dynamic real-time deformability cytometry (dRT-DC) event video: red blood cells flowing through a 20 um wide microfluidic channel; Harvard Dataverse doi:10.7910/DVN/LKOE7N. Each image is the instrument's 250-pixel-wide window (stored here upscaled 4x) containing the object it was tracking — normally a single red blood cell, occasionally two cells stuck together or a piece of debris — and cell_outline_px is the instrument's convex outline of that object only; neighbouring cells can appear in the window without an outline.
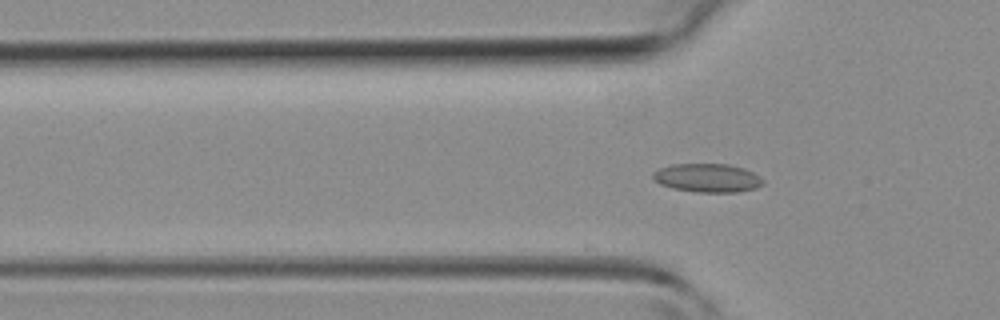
{"species": "common noctule bat (a hibernating species)", "species_latin": "Nyctalus noctula", "temperature_condition": "room temperature", "stored_images_in_passage": 10, "camera_frame_rate_fps": 3000, "um_per_image_px": 0.085, "animal": {"sex": "female", "body_mass_g": 19.3, "forearm_length_mm": 54.1}, "frame": {"image": 1, "passage_image": 10, "time_ms": 3.0, "image_size_px": [1000, 320], "cell_outline_px": [[764, 184], [756, 188], [736, 192], [696, 192], [672, 188], [660, 184], [652, 180], [652, 172], [660, 168], [672, 164], [728, 164], [744, 168], [760, 176], [764, 180]], "centroid_in_image_um": [60.12, 15.12], "position_along_channel_um": 65.7, "area_um2": 18.5}}